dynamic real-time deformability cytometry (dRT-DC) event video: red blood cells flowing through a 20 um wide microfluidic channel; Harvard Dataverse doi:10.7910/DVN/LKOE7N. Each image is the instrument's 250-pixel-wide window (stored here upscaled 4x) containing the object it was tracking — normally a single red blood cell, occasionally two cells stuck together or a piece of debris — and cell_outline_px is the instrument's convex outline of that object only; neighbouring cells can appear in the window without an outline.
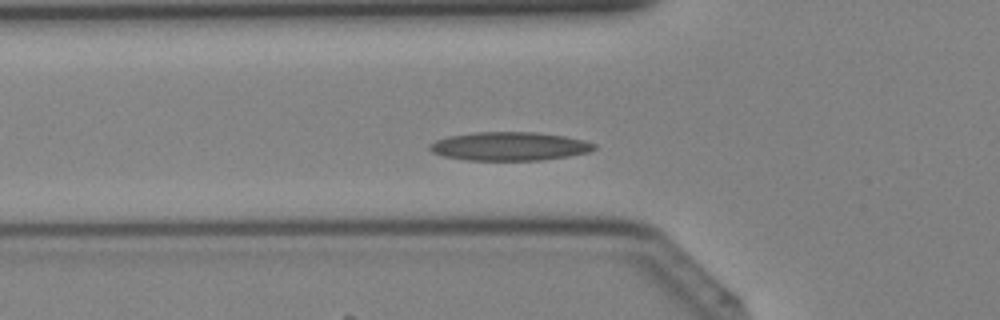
{"species": "Egyptian fruit bat (a non-hibernating species)", "species_latin": "Rousettus aegyptiacus", "temperature_condition": "cold", "stored_images_in_passage": 28, "camera_frame_rate_fps": 3000, "um_per_image_px": 0.085, "animal": {"sex": "female"}, "frame": {"image": 1, "passage_image": 2, "time_ms": 0.333, "image_size_px": [1000, 320], "cell_outline_px": [[596, 148], [588, 152], [568, 156], [540, 160], [468, 160], [444, 156], [432, 152], [428, 148], [428, 144], [436, 140], [448, 136], [476, 132], [536, 132], [564, 136], [584, 140], [596, 144]], "centroid_in_image_um": [43.29, 12.43], "position_along_channel_um": 82.5, "area_um2": 27.34}}
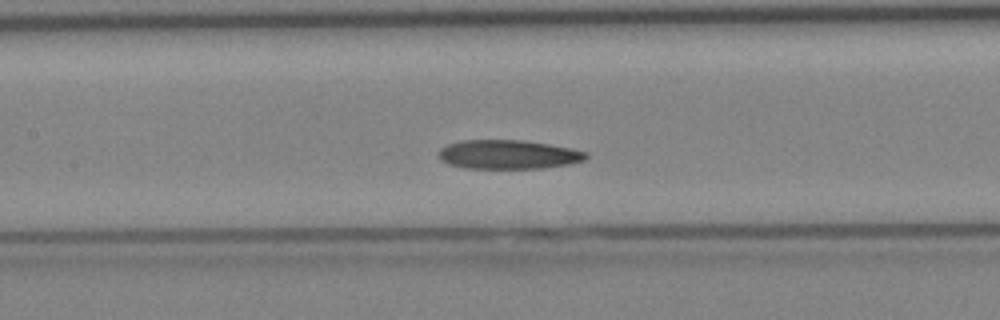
{"frame": {"image": 2, "passage_image": 7, "time_ms": 2.0, "image_size_px": [1000, 320], "cell_outline_px": [[588, 156], [584, 160], [568, 164], [544, 168], [464, 168], [448, 164], [440, 160], [440, 148], [448, 144], [460, 140], [520, 140], [548, 144], [572, 148], [588, 152]], "centroid_in_image_um": [43.2, 13.13], "position_along_channel_um": 164.2, "area_um2": 24.91}}
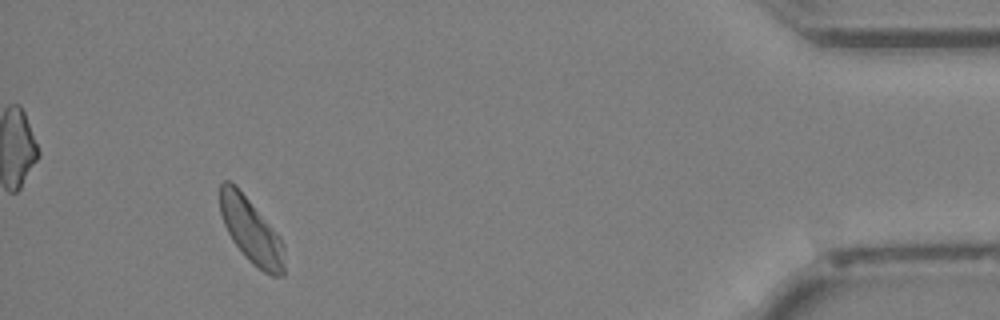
{"frame": {"image": 3, "passage_image": 26, "time_ms": 8.333, "image_size_px": [1000, 320], "cell_outline_px": [[284, 276], [272, 276], [264, 272], [252, 264], [244, 256], [232, 240], [224, 224], [220, 212], [220, 184], [224, 180], [228, 180], [236, 184], [280, 236], [284, 244]], "centroid_in_image_um": [21.35, 19.61], "position_along_channel_um": 413.8, "area_um2": 24.57}}